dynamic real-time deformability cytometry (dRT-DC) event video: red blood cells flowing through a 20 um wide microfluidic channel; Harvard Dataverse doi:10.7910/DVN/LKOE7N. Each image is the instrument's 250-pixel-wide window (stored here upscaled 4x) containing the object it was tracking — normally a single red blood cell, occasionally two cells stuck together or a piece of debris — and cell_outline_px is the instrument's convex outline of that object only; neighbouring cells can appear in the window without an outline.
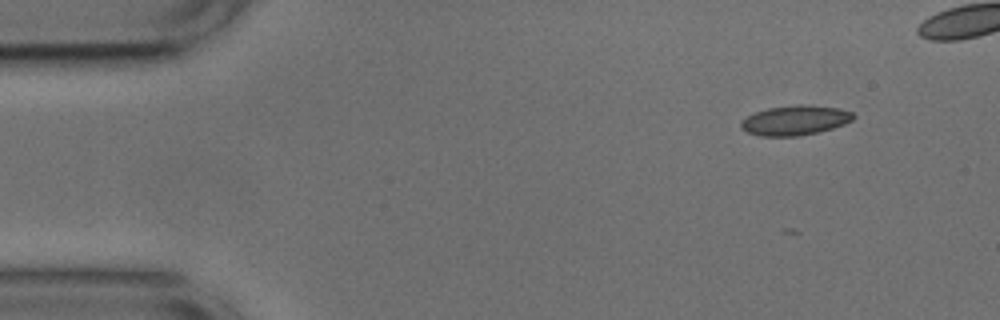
{"species": "common noctule bat (a hibernating species)", "species_latin": "Nyctalus noctula", "temperature_condition": "cold", "stored_images_in_passage": 50, "camera_frame_rate_fps": 3000, "um_per_image_px": 0.085, "animal": {"sex": "male", "body_mass_g": 17.9, "forearm_length_mm": 54.2}, "frame": {"image": 1, "passage_image": 1, "time_ms": 0.0, "image_size_px": [1000, 320], "cell_outline_px": [[856, 116], [852, 120], [844, 124], [832, 128], [816, 132], [796, 136], [760, 136], [748, 132], [740, 128], [740, 120], [756, 112], [768, 108], [796, 104], [804, 104], [840, 108], [852, 112]], "centroid_in_image_um": [67.57, 10.21], "position_along_channel_um": 17.4, "area_um2": 19.48}}
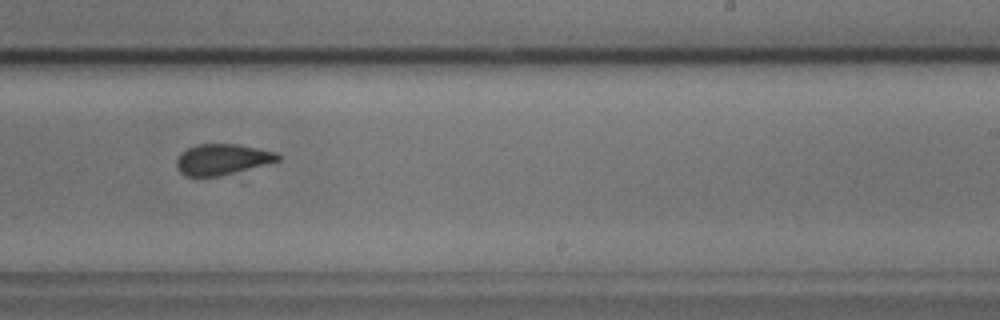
{"frame": {"image": 2, "passage_image": 28, "time_ms": 9.0, "image_size_px": [1000, 320], "cell_outline_px": [[280, 160], [220, 176], [188, 176], [180, 172], [176, 164], [176, 160], [180, 152], [196, 144], [236, 144], [276, 152], [280, 156]], "centroid_in_image_um": [18.85, 13.54], "position_along_channel_um": 270.1, "area_um2": 17.98}}
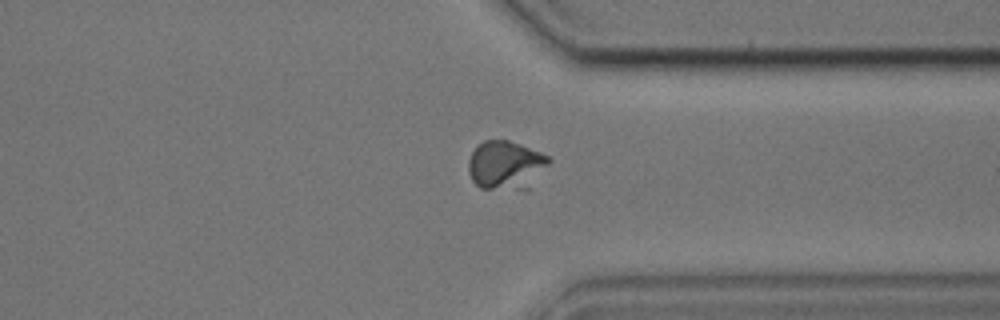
{"frame": {"image": 3, "passage_image": 36, "time_ms": 11.667, "image_size_px": [1000, 320], "cell_outline_px": [[552, 160], [528, 188], [480, 188], [472, 180], [468, 172], [468, 160], [476, 144], [484, 140], [508, 140], [520, 144], [540, 152], [548, 156]], "centroid_in_image_um": [42.96, 14.0], "position_along_channel_um": 368.4, "area_um2": 22.66}, "authors_computed_cell_mechanics": {"area_um2": 19.2185, "velocity_mm_per_s": 3.7501, "shape_relaxation_time_tau1_ms": 5.9503, "shape_relaxation_time_tau2_ms": null, "deformation_change_tau1": 0.1506, "deformation_change_tau2": null}}